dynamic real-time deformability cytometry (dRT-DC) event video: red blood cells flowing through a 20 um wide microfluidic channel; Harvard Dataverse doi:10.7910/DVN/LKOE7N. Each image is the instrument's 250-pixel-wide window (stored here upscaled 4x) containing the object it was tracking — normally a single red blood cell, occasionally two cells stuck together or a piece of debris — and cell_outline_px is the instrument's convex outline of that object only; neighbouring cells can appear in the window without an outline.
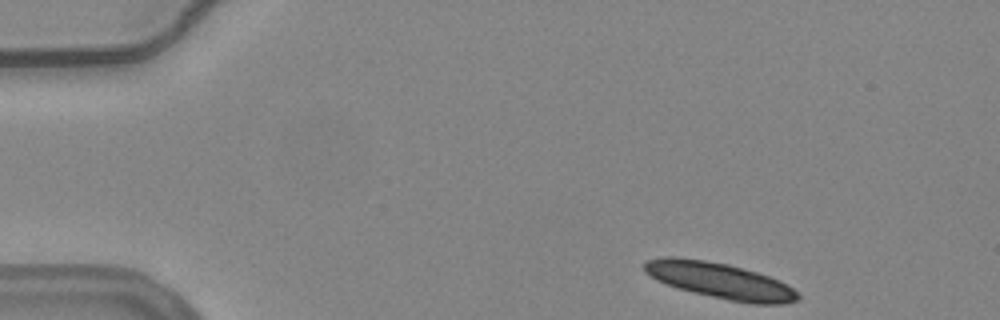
{"species": "common noctule bat (a hibernating species)", "species_latin": "Nyctalus noctula", "temperature_condition": "warm", "stored_images_in_passage": 44, "camera_frame_rate_fps": 3000, "um_per_image_px": 0.085, "animal": {"sex": "female", "body_mass_g": 24.6, "forearm_length_mm": 56.2}, "frame": {"image": 1, "passage_image": 1, "time_ms": 0.0, "image_size_px": [1000, 320], "cell_outline_px": [[800, 296], [796, 300], [780, 304], [752, 304], [712, 296], [676, 288], [656, 280], [644, 272], [644, 260], [664, 256], [676, 256], [704, 260], [728, 264], [756, 272], [768, 276], [792, 288]], "centroid_in_image_um": [61.11, 23.83], "position_along_channel_um": 23.9, "area_um2": 31.79}, "authors_computed_cell_mechanics": {"area_um2": 20.9525, "velocity_mm_per_s": 3.6845, "shape_relaxation_time_tau1_ms": 4.2324, "shape_relaxation_time_tau2_ms": null, "deformation_change_tau1": 0.1021, "deformation_change_tau2": null}}